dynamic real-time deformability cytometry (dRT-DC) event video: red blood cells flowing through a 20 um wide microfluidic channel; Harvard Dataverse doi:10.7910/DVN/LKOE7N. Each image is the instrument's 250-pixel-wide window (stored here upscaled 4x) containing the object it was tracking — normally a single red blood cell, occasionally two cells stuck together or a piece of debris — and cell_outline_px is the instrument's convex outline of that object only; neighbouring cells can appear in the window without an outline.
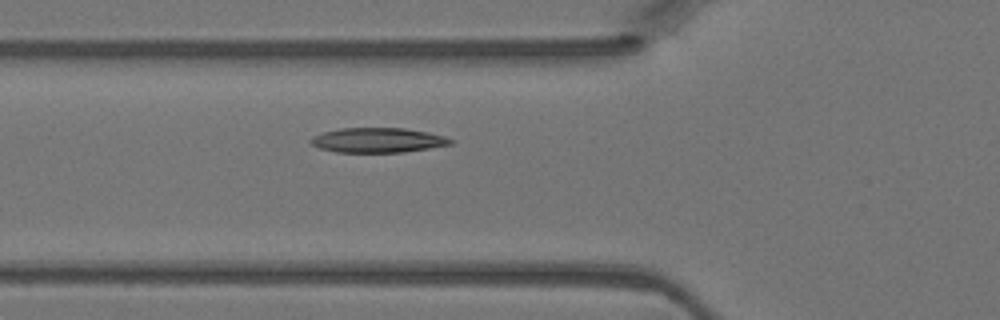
{"species": "Egyptian fruit bat (a non-hibernating species)", "species_latin": "Rousettus aegyptiacus", "temperature_condition": "warm", "stored_images_in_passage": 2, "camera_frame_rate_fps": 3000, "um_per_image_px": 0.085, "animal": {"sex": "female"}, "frame": {"image": 1, "passage_image": 2, "time_ms": 0.333, "image_size_px": [1000, 320], "cell_outline_px": [[452, 144], [404, 152], [336, 152], [320, 148], [312, 144], [308, 140], [312, 136], [324, 132], [340, 128], [404, 128], [428, 132], [444, 136], [452, 140]], "centroid_in_image_um": [32.09, 11.91], "position_along_channel_um": 93.7, "area_um2": 20.06}}